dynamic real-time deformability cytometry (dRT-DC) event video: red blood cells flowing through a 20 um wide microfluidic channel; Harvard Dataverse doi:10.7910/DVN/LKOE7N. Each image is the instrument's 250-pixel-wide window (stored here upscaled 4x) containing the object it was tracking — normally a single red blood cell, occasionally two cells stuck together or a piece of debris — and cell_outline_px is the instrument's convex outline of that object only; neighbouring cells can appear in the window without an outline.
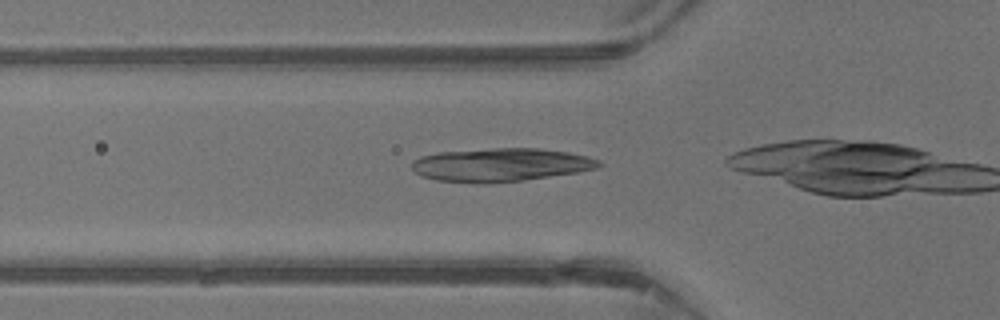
{"species": "common noctule bat (a hibernating species)", "species_latin": "Nyctalus noctula", "temperature_condition": "warm", "stored_images_in_passage": 14, "camera_frame_rate_fps": 3000, "um_per_image_px": 0.085, "animal": {"sex": "male", "body_mass_g": 13.3}, "frame": {"image": 1, "passage_image": 12, "time_ms": 3.667, "image_size_px": [1000, 320], "cell_outline_px": [[604, 164], [596, 168], [580, 172], [524, 180], [436, 180], [420, 176], [412, 168], [412, 160], [420, 156], [436, 152], [492, 148], [540, 148], [568, 152], [600, 160]], "centroid_in_image_um": [42.59, 13.96], "position_along_channel_um": 83.2, "area_um2": 35.37}}